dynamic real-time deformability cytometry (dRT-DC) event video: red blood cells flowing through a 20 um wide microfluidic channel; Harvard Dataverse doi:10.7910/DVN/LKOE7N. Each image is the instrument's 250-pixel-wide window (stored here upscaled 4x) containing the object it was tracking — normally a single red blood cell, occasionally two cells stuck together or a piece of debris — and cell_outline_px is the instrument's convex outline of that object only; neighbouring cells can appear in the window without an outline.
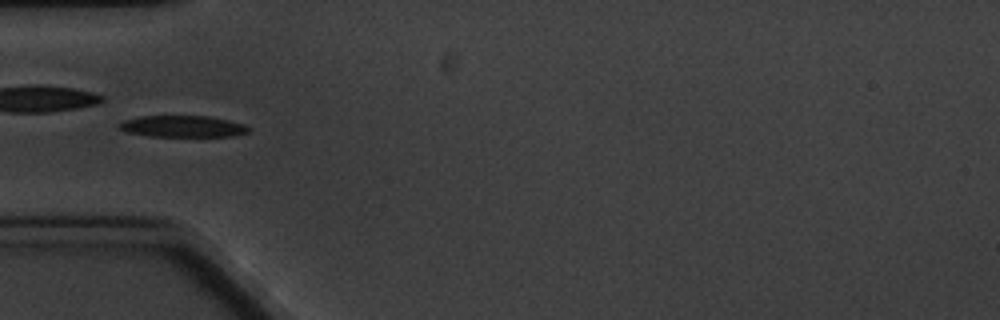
{"species": "common noctule bat (a hibernating species)", "species_latin": "Nyctalus noctula", "temperature_condition": "cold", "stored_images_in_passage": 5, "camera_frame_rate_fps": 3000, "um_per_image_px": 0.085, "animal": {"sex": "male", "body_mass_g": 20.1, "forearm_length_mm": 53.5}, "frame": {"image": 1, "passage_image": 1, "time_ms": 0.0, "image_size_px": [1000, 320], "cell_outline_px": [[252, 128], [248, 132], [232, 136], [148, 136], [124, 132], [116, 128], [116, 124], [124, 120], [140, 116], [208, 116], [244, 124]], "centroid_in_image_um": [15.45, 10.74], "position_along_channel_um": 69.6, "area_um2": 16.36}}